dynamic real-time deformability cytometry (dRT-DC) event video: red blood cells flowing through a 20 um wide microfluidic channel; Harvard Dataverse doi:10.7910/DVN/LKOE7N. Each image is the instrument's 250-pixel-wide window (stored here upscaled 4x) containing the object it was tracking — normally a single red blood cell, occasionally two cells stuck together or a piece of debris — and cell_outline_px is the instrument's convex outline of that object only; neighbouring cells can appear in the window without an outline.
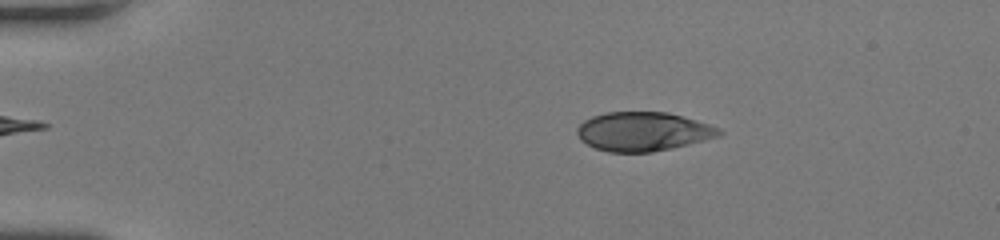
{"species": "human", "species_latin": "Homo sapiens", "temperature_condition": "room temperature", "stored_images_in_passage": 46, "camera_frame_rate_fps": 3000, "um_per_image_px": 0.085, "donor": {"sex": "female"}, "frame": {"image": 1, "passage_image": 7, "time_ms": 2.0, "image_size_px": [1000, 240], "cell_outline_px": [[724, 132], [720, 136], [672, 148], [652, 152], [608, 152], [596, 148], [580, 140], [576, 132], [576, 128], [584, 120], [592, 116], [604, 112], [668, 112], [696, 120], [720, 128]], "centroid_in_image_um": [54.65, 11.17], "position_along_channel_um": 30.4, "area_um2": 32.31}}
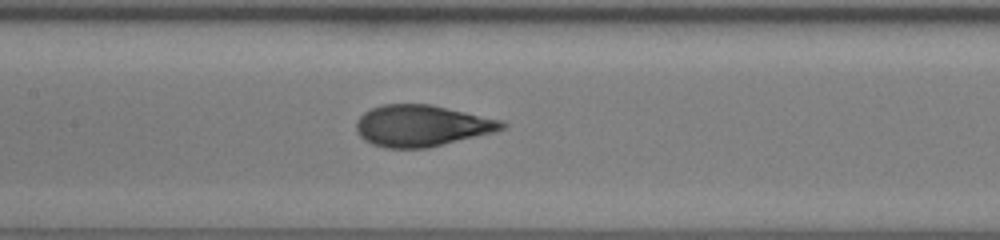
{"frame": {"image": 2, "passage_image": 22, "time_ms": 7.0, "image_size_px": [1000, 240], "cell_outline_px": [[508, 128], [496, 132], [428, 148], [384, 148], [372, 144], [364, 140], [360, 136], [356, 128], [356, 120], [364, 112], [380, 104], [432, 104], [500, 120], [508, 124]], "centroid_in_image_um": [35.86, 10.69], "position_along_channel_um": 171.5, "area_um2": 35.43}}
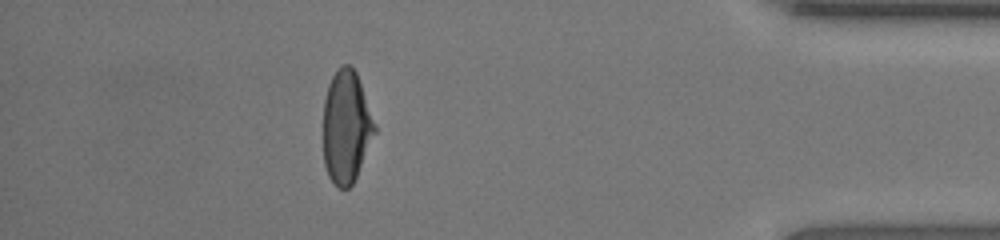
{"frame": {"image": 3, "passage_image": 41, "time_ms": 13.333, "image_size_px": [1000, 240], "cell_outline_px": [[376, 132], [356, 176], [352, 184], [348, 188], [336, 188], [328, 176], [324, 164], [324, 100], [328, 84], [336, 68], [340, 64], [352, 64], [356, 72], [376, 124]], "centroid_in_image_um": [29.43, 10.76], "position_along_channel_um": 405.8, "area_um2": 33.93}, "authors_computed_cell_mechanics": {"area_um2": 34.7378, "velocity_mm_per_s": 4.3569, "shape_relaxation_time_tau1_ms": 5.6387, "shape_relaxation_time_tau2_ms": null, "deformation_change_tau1": 0.2369, "deformation_change_tau2": null}}